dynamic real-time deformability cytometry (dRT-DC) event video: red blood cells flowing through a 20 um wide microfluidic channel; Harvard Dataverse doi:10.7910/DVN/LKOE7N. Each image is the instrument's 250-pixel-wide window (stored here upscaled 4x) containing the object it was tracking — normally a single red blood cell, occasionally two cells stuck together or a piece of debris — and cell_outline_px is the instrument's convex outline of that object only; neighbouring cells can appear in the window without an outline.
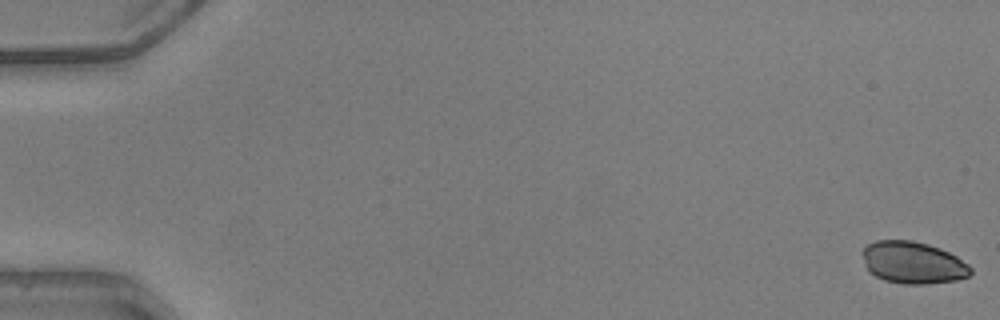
{"species": "common noctule bat (a hibernating species)", "species_latin": "Nyctalus noctula", "temperature_condition": "warm", "stored_images_in_passage": 15, "camera_frame_rate_fps": 3000, "um_per_image_px": 0.085, "animal": {"sex": "male", "body_mass_g": 20.5, "forearm_length_mm": 52.5}, "frame": {"image": 1, "passage_image": 1, "time_ms": 0.0, "image_size_px": [1000, 320], "cell_outline_px": [[972, 272], [968, 276], [956, 280], [928, 284], [904, 284], [884, 280], [868, 272], [864, 264], [860, 252], [868, 244], [876, 240], [912, 240], [928, 244], [940, 248], [956, 256], [968, 264], [972, 268]], "centroid_in_image_um": [77.57, 22.32], "position_along_channel_um": 7.4, "area_um2": 26.76}}
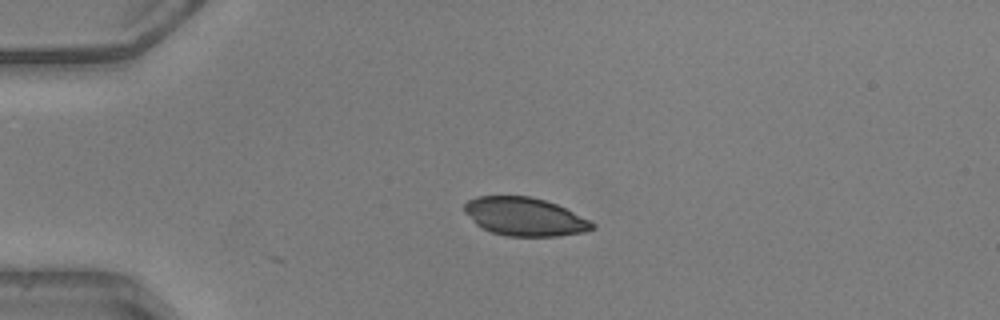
{"frame": {"image": 2, "passage_image": 13, "time_ms": 4.0, "image_size_px": [1000, 320], "cell_outline_px": [[596, 228], [584, 232], [560, 236], [508, 236], [492, 232], [476, 224], [464, 212], [464, 204], [468, 200], [476, 196], [528, 196], [544, 200], [556, 204], [596, 224]], "centroid_in_image_um": [44.59, 18.42], "position_along_channel_um": 40.4, "area_um2": 28.32}}